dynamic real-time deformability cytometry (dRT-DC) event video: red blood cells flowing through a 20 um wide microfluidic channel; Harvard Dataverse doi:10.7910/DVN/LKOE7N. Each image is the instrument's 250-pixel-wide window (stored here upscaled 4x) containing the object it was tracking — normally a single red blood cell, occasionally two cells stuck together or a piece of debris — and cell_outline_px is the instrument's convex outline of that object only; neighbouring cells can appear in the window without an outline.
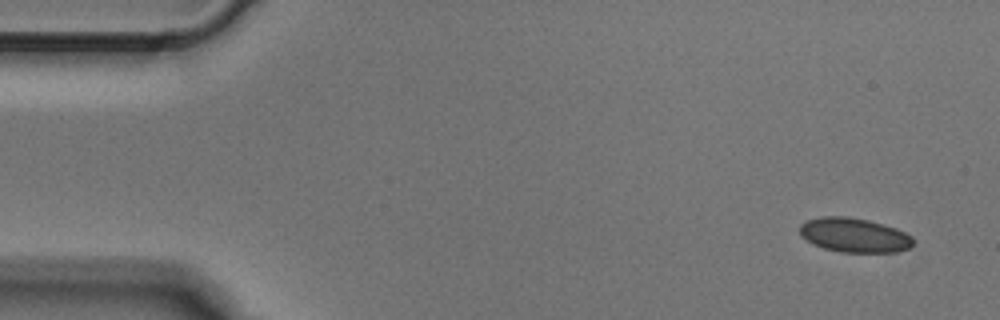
{"species": "Egyptian fruit bat (a non-hibernating species)", "species_latin": "Rousettus aegyptiacus", "temperature_condition": "cold", "stored_images_in_passage": 4, "camera_frame_rate_fps": 3000, "um_per_image_px": 0.085, "animal": {"sex": "male"}, "frame": {"image": 1, "passage_image": 1, "time_ms": 0.0, "image_size_px": [1000, 320], "cell_outline_px": [[912, 244], [908, 248], [896, 252], [840, 252], [824, 248], [812, 244], [800, 236], [800, 224], [808, 220], [820, 216], [848, 216], [868, 220], [884, 224], [896, 228], [904, 232], [912, 240]], "centroid_in_image_um": [72.55, 19.98], "position_along_channel_um": 12.4, "area_um2": 22.66}}
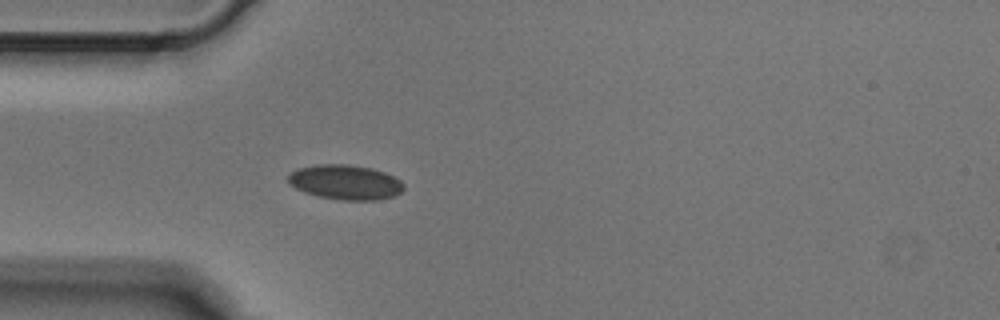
{"frame": {"image": 2, "passage_image": 4, "time_ms": 1.0, "image_size_px": [1000, 320], "cell_outline_px": [[404, 188], [400, 192], [392, 196], [380, 200], [344, 200], [320, 196], [304, 192], [288, 184], [288, 172], [296, 168], [316, 164], [348, 164], [372, 168], [384, 172], [400, 180], [404, 184]], "centroid_in_image_um": [29.32, 15.47], "position_along_channel_um": 55.7, "area_um2": 23.52}}